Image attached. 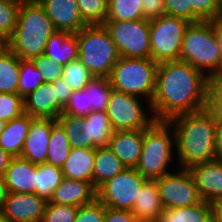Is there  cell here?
<instances>
[{
	"label": "cell",
	"mask_w": 222,
	"mask_h": 222,
	"mask_svg": "<svg viewBox=\"0 0 222 222\" xmlns=\"http://www.w3.org/2000/svg\"><path fill=\"white\" fill-rule=\"evenodd\" d=\"M209 78L189 63L165 61L158 64L156 88L151 101L155 121L206 109Z\"/></svg>",
	"instance_id": "1"
},
{
	"label": "cell",
	"mask_w": 222,
	"mask_h": 222,
	"mask_svg": "<svg viewBox=\"0 0 222 222\" xmlns=\"http://www.w3.org/2000/svg\"><path fill=\"white\" fill-rule=\"evenodd\" d=\"M167 122L175 134L178 169L216 159L217 122L207 109L178 115Z\"/></svg>",
	"instance_id": "2"
},
{
	"label": "cell",
	"mask_w": 222,
	"mask_h": 222,
	"mask_svg": "<svg viewBox=\"0 0 222 222\" xmlns=\"http://www.w3.org/2000/svg\"><path fill=\"white\" fill-rule=\"evenodd\" d=\"M55 28L37 0H23L8 48L20 59L32 60L44 54Z\"/></svg>",
	"instance_id": "3"
},
{
	"label": "cell",
	"mask_w": 222,
	"mask_h": 222,
	"mask_svg": "<svg viewBox=\"0 0 222 222\" xmlns=\"http://www.w3.org/2000/svg\"><path fill=\"white\" fill-rule=\"evenodd\" d=\"M174 146L175 134L171 125L167 121H154L144 129L142 151L136 170L147 180H157L172 173L169 165L173 160Z\"/></svg>",
	"instance_id": "4"
},
{
	"label": "cell",
	"mask_w": 222,
	"mask_h": 222,
	"mask_svg": "<svg viewBox=\"0 0 222 222\" xmlns=\"http://www.w3.org/2000/svg\"><path fill=\"white\" fill-rule=\"evenodd\" d=\"M180 61L189 63L208 78L221 71V51L212 21L190 23L184 33Z\"/></svg>",
	"instance_id": "5"
},
{
	"label": "cell",
	"mask_w": 222,
	"mask_h": 222,
	"mask_svg": "<svg viewBox=\"0 0 222 222\" xmlns=\"http://www.w3.org/2000/svg\"><path fill=\"white\" fill-rule=\"evenodd\" d=\"M76 38L79 60L94 77L108 78L120 55L105 26L87 25L76 33Z\"/></svg>",
	"instance_id": "6"
},
{
	"label": "cell",
	"mask_w": 222,
	"mask_h": 222,
	"mask_svg": "<svg viewBox=\"0 0 222 222\" xmlns=\"http://www.w3.org/2000/svg\"><path fill=\"white\" fill-rule=\"evenodd\" d=\"M158 63L151 58L121 57L108 77L116 91L135 95L151 104L156 88Z\"/></svg>",
	"instance_id": "7"
},
{
	"label": "cell",
	"mask_w": 222,
	"mask_h": 222,
	"mask_svg": "<svg viewBox=\"0 0 222 222\" xmlns=\"http://www.w3.org/2000/svg\"><path fill=\"white\" fill-rule=\"evenodd\" d=\"M190 23L187 19L166 14L150 20L151 59L158 64L180 60L184 33Z\"/></svg>",
	"instance_id": "8"
},
{
	"label": "cell",
	"mask_w": 222,
	"mask_h": 222,
	"mask_svg": "<svg viewBox=\"0 0 222 222\" xmlns=\"http://www.w3.org/2000/svg\"><path fill=\"white\" fill-rule=\"evenodd\" d=\"M143 102L147 103L148 108L144 109L147 106H144ZM147 109L151 113L148 101L112 89L105 112L113 131L144 130L155 121L154 117L146 112Z\"/></svg>",
	"instance_id": "9"
},
{
	"label": "cell",
	"mask_w": 222,
	"mask_h": 222,
	"mask_svg": "<svg viewBox=\"0 0 222 222\" xmlns=\"http://www.w3.org/2000/svg\"><path fill=\"white\" fill-rule=\"evenodd\" d=\"M103 25L121 57L151 58L150 20L105 21Z\"/></svg>",
	"instance_id": "10"
},
{
	"label": "cell",
	"mask_w": 222,
	"mask_h": 222,
	"mask_svg": "<svg viewBox=\"0 0 222 222\" xmlns=\"http://www.w3.org/2000/svg\"><path fill=\"white\" fill-rule=\"evenodd\" d=\"M146 181L136 168L126 167L97 189V199L106 207L132 211L136 195Z\"/></svg>",
	"instance_id": "11"
},
{
	"label": "cell",
	"mask_w": 222,
	"mask_h": 222,
	"mask_svg": "<svg viewBox=\"0 0 222 222\" xmlns=\"http://www.w3.org/2000/svg\"><path fill=\"white\" fill-rule=\"evenodd\" d=\"M164 209H175L197 205L203 200L194 177L188 169L162 176L156 180Z\"/></svg>",
	"instance_id": "12"
},
{
	"label": "cell",
	"mask_w": 222,
	"mask_h": 222,
	"mask_svg": "<svg viewBox=\"0 0 222 222\" xmlns=\"http://www.w3.org/2000/svg\"><path fill=\"white\" fill-rule=\"evenodd\" d=\"M47 203L35 193L8 192L0 212L11 222H41Z\"/></svg>",
	"instance_id": "13"
},
{
	"label": "cell",
	"mask_w": 222,
	"mask_h": 222,
	"mask_svg": "<svg viewBox=\"0 0 222 222\" xmlns=\"http://www.w3.org/2000/svg\"><path fill=\"white\" fill-rule=\"evenodd\" d=\"M56 31L76 34L87 26L79 13L76 0H37Z\"/></svg>",
	"instance_id": "14"
},
{
	"label": "cell",
	"mask_w": 222,
	"mask_h": 222,
	"mask_svg": "<svg viewBox=\"0 0 222 222\" xmlns=\"http://www.w3.org/2000/svg\"><path fill=\"white\" fill-rule=\"evenodd\" d=\"M55 122L52 118H34L31 121L21 158L37 165L46 163L50 133Z\"/></svg>",
	"instance_id": "15"
},
{
	"label": "cell",
	"mask_w": 222,
	"mask_h": 222,
	"mask_svg": "<svg viewBox=\"0 0 222 222\" xmlns=\"http://www.w3.org/2000/svg\"><path fill=\"white\" fill-rule=\"evenodd\" d=\"M188 170L203 201L211 203L222 198V161L214 159L193 165Z\"/></svg>",
	"instance_id": "16"
},
{
	"label": "cell",
	"mask_w": 222,
	"mask_h": 222,
	"mask_svg": "<svg viewBox=\"0 0 222 222\" xmlns=\"http://www.w3.org/2000/svg\"><path fill=\"white\" fill-rule=\"evenodd\" d=\"M64 106L58 101L52 83H42L34 92L24 98V113L33 118H57Z\"/></svg>",
	"instance_id": "17"
},
{
	"label": "cell",
	"mask_w": 222,
	"mask_h": 222,
	"mask_svg": "<svg viewBox=\"0 0 222 222\" xmlns=\"http://www.w3.org/2000/svg\"><path fill=\"white\" fill-rule=\"evenodd\" d=\"M144 130L113 131L108 147L128 168H136L139 163Z\"/></svg>",
	"instance_id": "18"
},
{
	"label": "cell",
	"mask_w": 222,
	"mask_h": 222,
	"mask_svg": "<svg viewBox=\"0 0 222 222\" xmlns=\"http://www.w3.org/2000/svg\"><path fill=\"white\" fill-rule=\"evenodd\" d=\"M97 199V189L92 182L64 178L49 200L55 204L80 207Z\"/></svg>",
	"instance_id": "19"
},
{
	"label": "cell",
	"mask_w": 222,
	"mask_h": 222,
	"mask_svg": "<svg viewBox=\"0 0 222 222\" xmlns=\"http://www.w3.org/2000/svg\"><path fill=\"white\" fill-rule=\"evenodd\" d=\"M3 177L7 192L35 193L37 164L14 157Z\"/></svg>",
	"instance_id": "20"
},
{
	"label": "cell",
	"mask_w": 222,
	"mask_h": 222,
	"mask_svg": "<svg viewBox=\"0 0 222 222\" xmlns=\"http://www.w3.org/2000/svg\"><path fill=\"white\" fill-rule=\"evenodd\" d=\"M81 134L84 137V149H96L108 146L113 134L109 117L105 111H92L83 117Z\"/></svg>",
	"instance_id": "21"
},
{
	"label": "cell",
	"mask_w": 222,
	"mask_h": 222,
	"mask_svg": "<svg viewBox=\"0 0 222 222\" xmlns=\"http://www.w3.org/2000/svg\"><path fill=\"white\" fill-rule=\"evenodd\" d=\"M163 210L156 180H147L136 195L131 212L139 222H156Z\"/></svg>",
	"instance_id": "22"
},
{
	"label": "cell",
	"mask_w": 222,
	"mask_h": 222,
	"mask_svg": "<svg viewBox=\"0 0 222 222\" xmlns=\"http://www.w3.org/2000/svg\"><path fill=\"white\" fill-rule=\"evenodd\" d=\"M44 55L64 66L79 59V44L76 34L55 31L47 41Z\"/></svg>",
	"instance_id": "23"
},
{
	"label": "cell",
	"mask_w": 222,
	"mask_h": 222,
	"mask_svg": "<svg viewBox=\"0 0 222 222\" xmlns=\"http://www.w3.org/2000/svg\"><path fill=\"white\" fill-rule=\"evenodd\" d=\"M33 119L29 114L23 113L8 121L5 130L0 135V147L13 157H20Z\"/></svg>",
	"instance_id": "24"
},
{
	"label": "cell",
	"mask_w": 222,
	"mask_h": 222,
	"mask_svg": "<svg viewBox=\"0 0 222 222\" xmlns=\"http://www.w3.org/2000/svg\"><path fill=\"white\" fill-rule=\"evenodd\" d=\"M95 149L71 148L62 166L64 178L92 182Z\"/></svg>",
	"instance_id": "25"
},
{
	"label": "cell",
	"mask_w": 222,
	"mask_h": 222,
	"mask_svg": "<svg viewBox=\"0 0 222 222\" xmlns=\"http://www.w3.org/2000/svg\"><path fill=\"white\" fill-rule=\"evenodd\" d=\"M126 166L108 146L95 149L92 183L98 189L103 183L122 172Z\"/></svg>",
	"instance_id": "26"
},
{
	"label": "cell",
	"mask_w": 222,
	"mask_h": 222,
	"mask_svg": "<svg viewBox=\"0 0 222 222\" xmlns=\"http://www.w3.org/2000/svg\"><path fill=\"white\" fill-rule=\"evenodd\" d=\"M156 222H212L210 203L202 201L197 205L164 209Z\"/></svg>",
	"instance_id": "27"
},
{
	"label": "cell",
	"mask_w": 222,
	"mask_h": 222,
	"mask_svg": "<svg viewBox=\"0 0 222 222\" xmlns=\"http://www.w3.org/2000/svg\"><path fill=\"white\" fill-rule=\"evenodd\" d=\"M20 58L9 48L0 55V93L18 94Z\"/></svg>",
	"instance_id": "28"
},
{
	"label": "cell",
	"mask_w": 222,
	"mask_h": 222,
	"mask_svg": "<svg viewBox=\"0 0 222 222\" xmlns=\"http://www.w3.org/2000/svg\"><path fill=\"white\" fill-rule=\"evenodd\" d=\"M71 146L62 126L56 121L52 125L46 163L62 168Z\"/></svg>",
	"instance_id": "29"
},
{
	"label": "cell",
	"mask_w": 222,
	"mask_h": 222,
	"mask_svg": "<svg viewBox=\"0 0 222 222\" xmlns=\"http://www.w3.org/2000/svg\"><path fill=\"white\" fill-rule=\"evenodd\" d=\"M63 179L64 175L61 168L48 163L37 165L35 194L49 201Z\"/></svg>",
	"instance_id": "30"
},
{
	"label": "cell",
	"mask_w": 222,
	"mask_h": 222,
	"mask_svg": "<svg viewBox=\"0 0 222 222\" xmlns=\"http://www.w3.org/2000/svg\"><path fill=\"white\" fill-rule=\"evenodd\" d=\"M112 86L106 77H94L84 88L87 93L88 107L92 111H105L108 105Z\"/></svg>",
	"instance_id": "31"
},
{
	"label": "cell",
	"mask_w": 222,
	"mask_h": 222,
	"mask_svg": "<svg viewBox=\"0 0 222 222\" xmlns=\"http://www.w3.org/2000/svg\"><path fill=\"white\" fill-rule=\"evenodd\" d=\"M142 0H113L108 4L106 21L144 19Z\"/></svg>",
	"instance_id": "32"
},
{
	"label": "cell",
	"mask_w": 222,
	"mask_h": 222,
	"mask_svg": "<svg viewBox=\"0 0 222 222\" xmlns=\"http://www.w3.org/2000/svg\"><path fill=\"white\" fill-rule=\"evenodd\" d=\"M42 83H44V78L33 61L20 59L18 95L24 99Z\"/></svg>",
	"instance_id": "33"
},
{
	"label": "cell",
	"mask_w": 222,
	"mask_h": 222,
	"mask_svg": "<svg viewBox=\"0 0 222 222\" xmlns=\"http://www.w3.org/2000/svg\"><path fill=\"white\" fill-rule=\"evenodd\" d=\"M62 78L74 92L84 89L94 75L77 59L63 66Z\"/></svg>",
	"instance_id": "34"
},
{
	"label": "cell",
	"mask_w": 222,
	"mask_h": 222,
	"mask_svg": "<svg viewBox=\"0 0 222 222\" xmlns=\"http://www.w3.org/2000/svg\"><path fill=\"white\" fill-rule=\"evenodd\" d=\"M79 13L87 25H103L108 14L106 0H76Z\"/></svg>",
	"instance_id": "35"
},
{
	"label": "cell",
	"mask_w": 222,
	"mask_h": 222,
	"mask_svg": "<svg viewBox=\"0 0 222 222\" xmlns=\"http://www.w3.org/2000/svg\"><path fill=\"white\" fill-rule=\"evenodd\" d=\"M23 0H0V36L9 40L17 24Z\"/></svg>",
	"instance_id": "36"
},
{
	"label": "cell",
	"mask_w": 222,
	"mask_h": 222,
	"mask_svg": "<svg viewBox=\"0 0 222 222\" xmlns=\"http://www.w3.org/2000/svg\"><path fill=\"white\" fill-rule=\"evenodd\" d=\"M192 6V23L211 22L222 18L218 0H189Z\"/></svg>",
	"instance_id": "37"
},
{
	"label": "cell",
	"mask_w": 222,
	"mask_h": 222,
	"mask_svg": "<svg viewBox=\"0 0 222 222\" xmlns=\"http://www.w3.org/2000/svg\"><path fill=\"white\" fill-rule=\"evenodd\" d=\"M65 131L71 148L84 149V137L81 134L83 117L60 115L56 120Z\"/></svg>",
	"instance_id": "38"
},
{
	"label": "cell",
	"mask_w": 222,
	"mask_h": 222,
	"mask_svg": "<svg viewBox=\"0 0 222 222\" xmlns=\"http://www.w3.org/2000/svg\"><path fill=\"white\" fill-rule=\"evenodd\" d=\"M24 113V99L15 93H0V119L6 122Z\"/></svg>",
	"instance_id": "39"
},
{
	"label": "cell",
	"mask_w": 222,
	"mask_h": 222,
	"mask_svg": "<svg viewBox=\"0 0 222 222\" xmlns=\"http://www.w3.org/2000/svg\"><path fill=\"white\" fill-rule=\"evenodd\" d=\"M78 207L48 201L41 222H75Z\"/></svg>",
	"instance_id": "40"
},
{
	"label": "cell",
	"mask_w": 222,
	"mask_h": 222,
	"mask_svg": "<svg viewBox=\"0 0 222 222\" xmlns=\"http://www.w3.org/2000/svg\"><path fill=\"white\" fill-rule=\"evenodd\" d=\"M91 112V107H88L87 93L82 89L72 93L61 115L85 117Z\"/></svg>",
	"instance_id": "41"
},
{
	"label": "cell",
	"mask_w": 222,
	"mask_h": 222,
	"mask_svg": "<svg viewBox=\"0 0 222 222\" xmlns=\"http://www.w3.org/2000/svg\"><path fill=\"white\" fill-rule=\"evenodd\" d=\"M32 61L42 74L44 83H52L62 77L63 66L54 62L52 58L43 54L33 58Z\"/></svg>",
	"instance_id": "42"
},
{
	"label": "cell",
	"mask_w": 222,
	"mask_h": 222,
	"mask_svg": "<svg viewBox=\"0 0 222 222\" xmlns=\"http://www.w3.org/2000/svg\"><path fill=\"white\" fill-rule=\"evenodd\" d=\"M105 205L98 199L78 207L75 222H104Z\"/></svg>",
	"instance_id": "43"
},
{
	"label": "cell",
	"mask_w": 222,
	"mask_h": 222,
	"mask_svg": "<svg viewBox=\"0 0 222 222\" xmlns=\"http://www.w3.org/2000/svg\"><path fill=\"white\" fill-rule=\"evenodd\" d=\"M165 14L187 19L192 23V6L189 0H164Z\"/></svg>",
	"instance_id": "44"
},
{
	"label": "cell",
	"mask_w": 222,
	"mask_h": 222,
	"mask_svg": "<svg viewBox=\"0 0 222 222\" xmlns=\"http://www.w3.org/2000/svg\"><path fill=\"white\" fill-rule=\"evenodd\" d=\"M144 19L153 20L165 14L164 0H142Z\"/></svg>",
	"instance_id": "45"
},
{
	"label": "cell",
	"mask_w": 222,
	"mask_h": 222,
	"mask_svg": "<svg viewBox=\"0 0 222 222\" xmlns=\"http://www.w3.org/2000/svg\"><path fill=\"white\" fill-rule=\"evenodd\" d=\"M104 222H139L128 210H117L105 206Z\"/></svg>",
	"instance_id": "46"
},
{
	"label": "cell",
	"mask_w": 222,
	"mask_h": 222,
	"mask_svg": "<svg viewBox=\"0 0 222 222\" xmlns=\"http://www.w3.org/2000/svg\"><path fill=\"white\" fill-rule=\"evenodd\" d=\"M52 86L54 89H56L58 101L65 106L72 95L73 90L68 86L67 83H65L62 77L52 82Z\"/></svg>",
	"instance_id": "47"
},
{
	"label": "cell",
	"mask_w": 222,
	"mask_h": 222,
	"mask_svg": "<svg viewBox=\"0 0 222 222\" xmlns=\"http://www.w3.org/2000/svg\"><path fill=\"white\" fill-rule=\"evenodd\" d=\"M208 99H222V71L209 78Z\"/></svg>",
	"instance_id": "48"
},
{
	"label": "cell",
	"mask_w": 222,
	"mask_h": 222,
	"mask_svg": "<svg viewBox=\"0 0 222 222\" xmlns=\"http://www.w3.org/2000/svg\"><path fill=\"white\" fill-rule=\"evenodd\" d=\"M206 109L213 115L217 123H222V99H207Z\"/></svg>",
	"instance_id": "49"
},
{
	"label": "cell",
	"mask_w": 222,
	"mask_h": 222,
	"mask_svg": "<svg viewBox=\"0 0 222 222\" xmlns=\"http://www.w3.org/2000/svg\"><path fill=\"white\" fill-rule=\"evenodd\" d=\"M212 208V222H222V198L210 203Z\"/></svg>",
	"instance_id": "50"
},
{
	"label": "cell",
	"mask_w": 222,
	"mask_h": 222,
	"mask_svg": "<svg viewBox=\"0 0 222 222\" xmlns=\"http://www.w3.org/2000/svg\"><path fill=\"white\" fill-rule=\"evenodd\" d=\"M13 156L8 152L4 151L0 147V176H4L6 169L9 167L11 161L13 160Z\"/></svg>",
	"instance_id": "51"
},
{
	"label": "cell",
	"mask_w": 222,
	"mask_h": 222,
	"mask_svg": "<svg viewBox=\"0 0 222 222\" xmlns=\"http://www.w3.org/2000/svg\"><path fill=\"white\" fill-rule=\"evenodd\" d=\"M212 26L214 28L216 39L221 51V71H222V18L212 21Z\"/></svg>",
	"instance_id": "52"
},
{
	"label": "cell",
	"mask_w": 222,
	"mask_h": 222,
	"mask_svg": "<svg viewBox=\"0 0 222 222\" xmlns=\"http://www.w3.org/2000/svg\"><path fill=\"white\" fill-rule=\"evenodd\" d=\"M216 159L222 161V123H217V130H216Z\"/></svg>",
	"instance_id": "53"
},
{
	"label": "cell",
	"mask_w": 222,
	"mask_h": 222,
	"mask_svg": "<svg viewBox=\"0 0 222 222\" xmlns=\"http://www.w3.org/2000/svg\"><path fill=\"white\" fill-rule=\"evenodd\" d=\"M6 184L3 176H0V211L2 210L3 204L7 196Z\"/></svg>",
	"instance_id": "54"
},
{
	"label": "cell",
	"mask_w": 222,
	"mask_h": 222,
	"mask_svg": "<svg viewBox=\"0 0 222 222\" xmlns=\"http://www.w3.org/2000/svg\"><path fill=\"white\" fill-rule=\"evenodd\" d=\"M8 49V40L0 36V55Z\"/></svg>",
	"instance_id": "55"
},
{
	"label": "cell",
	"mask_w": 222,
	"mask_h": 222,
	"mask_svg": "<svg viewBox=\"0 0 222 222\" xmlns=\"http://www.w3.org/2000/svg\"><path fill=\"white\" fill-rule=\"evenodd\" d=\"M7 122L0 119V135L5 130Z\"/></svg>",
	"instance_id": "56"
},
{
	"label": "cell",
	"mask_w": 222,
	"mask_h": 222,
	"mask_svg": "<svg viewBox=\"0 0 222 222\" xmlns=\"http://www.w3.org/2000/svg\"><path fill=\"white\" fill-rule=\"evenodd\" d=\"M0 222H11L0 212Z\"/></svg>",
	"instance_id": "57"
},
{
	"label": "cell",
	"mask_w": 222,
	"mask_h": 222,
	"mask_svg": "<svg viewBox=\"0 0 222 222\" xmlns=\"http://www.w3.org/2000/svg\"><path fill=\"white\" fill-rule=\"evenodd\" d=\"M218 3H219L221 10H222V0H218Z\"/></svg>",
	"instance_id": "58"
},
{
	"label": "cell",
	"mask_w": 222,
	"mask_h": 222,
	"mask_svg": "<svg viewBox=\"0 0 222 222\" xmlns=\"http://www.w3.org/2000/svg\"><path fill=\"white\" fill-rule=\"evenodd\" d=\"M113 0H106V3L109 4L110 2H112Z\"/></svg>",
	"instance_id": "59"
}]
</instances>
